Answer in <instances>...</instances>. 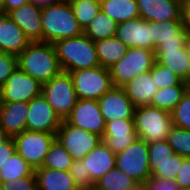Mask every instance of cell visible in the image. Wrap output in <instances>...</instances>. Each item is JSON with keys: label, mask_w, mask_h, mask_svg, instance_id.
Listing matches in <instances>:
<instances>
[{"label": "cell", "mask_w": 190, "mask_h": 190, "mask_svg": "<svg viewBox=\"0 0 190 190\" xmlns=\"http://www.w3.org/2000/svg\"><path fill=\"white\" fill-rule=\"evenodd\" d=\"M186 47H187V50H188V56L190 58V32H188V38H187Z\"/></svg>", "instance_id": "cell-51"}, {"label": "cell", "mask_w": 190, "mask_h": 190, "mask_svg": "<svg viewBox=\"0 0 190 190\" xmlns=\"http://www.w3.org/2000/svg\"><path fill=\"white\" fill-rule=\"evenodd\" d=\"M118 23L111 17L100 11L83 33L93 42L115 36Z\"/></svg>", "instance_id": "cell-28"}, {"label": "cell", "mask_w": 190, "mask_h": 190, "mask_svg": "<svg viewBox=\"0 0 190 190\" xmlns=\"http://www.w3.org/2000/svg\"><path fill=\"white\" fill-rule=\"evenodd\" d=\"M122 88L135 107L150 105L159 90L155 85L151 71L141 73Z\"/></svg>", "instance_id": "cell-22"}, {"label": "cell", "mask_w": 190, "mask_h": 190, "mask_svg": "<svg viewBox=\"0 0 190 190\" xmlns=\"http://www.w3.org/2000/svg\"><path fill=\"white\" fill-rule=\"evenodd\" d=\"M0 190H5L3 184L0 182Z\"/></svg>", "instance_id": "cell-56"}, {"label": "cell", "mask_w": 190, "mask_h": 190, "mask_svg": "<svg viewBox=\"0 0 190 190\" xmlns=\"http://www.w3.org/2000/svg\"><path fill=\"white\" fill-rule=\"evenodd\" d=\"M56 139L72 156L73 160H82L102 141V137L74 127L65 120L62 121L57 131Z\"/></svg>", "instance_id": "cell-10"}, {"label": "cell", "mask_w": 190, "mask_h": 190, "mask_svg": "<svg viewBox=\"0 0 190 190\" xmlns=\"http://www.w3.org/2000/svg\"><path fill=\"white\" fill-rule=\"evenodd\" d=\"M4 103V92H3V86L0 85V107L3 105Z\"/></svg>", "instance_id": "cell-50"}, {"label": "cell", "mask_w": 190, "mask_h": 190, "mask_svg": "<svg viewBox=\"0 0 190 190\" xmlns=\"http://www.w3.org/2000/svg\"><path fill=\"white\" fill-rule=\"evenodd\" d=\"M37 190H79L69 171L41 167L34 170Z\"/></svg>", "instance_id": "cell-25"}, {"label": "cell", "mask_w": 190, "mask_h": 190, "mask_svg": "<svg viewBox=\"0 0 190 190\" xmlns=\"http://www.w3.org/2000/svg\"><path fill=\"white\" fill-rule=\"evenodd\" d=\"M16 152V146L13 137H10L5 143L0 145V167Z\"/></svg>", "instance_id": "cell-44"}, {"label": "cell", "mask_w": 190, "mask_h": 190, "mask_svg": "<svg viewBox=\"0 0 190 190\" xmlns=\"http://www.w3.org/2000/svg\"><path fill=\"white\" fill-rule=\"evenodd\" d=\"M127 190H146V182H137L133 187Z\"/></svg>", "instance_id": "cell-48"}, {"label": "cell", "mask_w": 190, "mask_h": 190, "mask_svg": "<svg viewBox=\"0 0 190 190\" xmlns=\"http://www.w3.org/2000/svg\"><path fill=\"white\" fill-rule=\"evenodd\" d=\"M115 167L137 182H146L151 177L148 143L138 138L116 154Z\"/></svg>", "instance_id": "cell-9"}, {"label": "cell", "mask_w": 190, "mask_h": 190, "mask_svg": "<svg viewBox=\"0 0 190 190\" xmlns=\"http://www.w3.org/2000/svg\"><path fill=\"white\" fill-rule=\"evenodd\" d=\"M188 31L182 20L153 22V46L156 48H187Z\"/></svg>", "instance_id": "cell-17"}, {"label": "cell", "mask_w": 190, "mask_h": 190, "mask_svg": "<svg viewBox=\"0 0 190 190\" xmlns=\"http://www.w3.org/2000/svg\"><path fill=\"white\" fill-rule=\"evenodd\" d=\"M181 20L184 28L190 32V0L181 4Z\"/></svg>", "instance_id": "cell-45"}, {"label": "cell", "mask_w": 190, "mask_h": 190, "mask_svg": "<svg viewBox=\"0 0 190 190\" xmlns=\"http://www.w3.org/2000/svg\"><path fill=\"white\" fill-rule=\"evenodd\" d=\"M187 90L190 92V78H189V80L187 81Z\"/></svg>", "instance_id": "cell-52"}, {"label": "cell", "mask_w": 190, "mask_h": 190, "mask_svg": "<svg viewBox=\"0 0 190 190\" xmlns=\"http://www.w3.org/2000/svg\"><path fill=\"white\" fill-rule=\"evenodd\" d=\"M115 37L128 48H142L155 52L153 46V21L140 16L118 24Z\"/></svg>", "instance_id": "cell-13"}, {"label": "cell", "mask_w": 190, "mask_h": 190, "mask_svg": "<svg viewBox=\"0 0 190 190\" xmlns=\"http://www.w3.org/2000/svg\"><path fill=\"white\" fill-rule=\"evenodd\" d=\"M69 2L83 31L101 11L100 0H69Z\"/></svg>", "instance_id": "cell-32"}, {"label": "cell", "mask_w": 190, "mask_h": 190, "mask_svg": "<svg viewBox=\"0 0 190 190\" xmlns=\"http://www.w3.org/2000/svg\"><path fill=\"white\" fill-rule=\"evenodd\" d=\"M184 157L174 154L164 162H149L152 178L175 180Z\"/></svg>", "instance_id": "cell-34"}, {"label": "cell", "mask_w": 190, "mask_h": 190, "mask_svg": "<svg viewBox=\"0 0 190 190\" xmlns=\"http://www.w3.org/2000/svg\"><path fill=\"white\" fill-rule=\"evenodd\" d=\"M133 120L138 137L146 143L167 140L173 126L170 112L150 105L135 107Z\"/></svg>", "instance_id": "cell-4"}, {"label": "cell", "mask_w": 190, "mask_h": 190, "mask_svg": "<svg viewBox=\"0 0 190 190\" xmlns=\"http://www.w3.org/2000/svg\"><path fill=\"white\" fill-rule=\"evenodd\" d=\"M30 0H4L1 11L7 15L10 11L19 8Z\"/></svg>", "instance_id": "cell-46"}, {"label": "cell", "mask_w": 190, "mask_h": 190, "mask_svg": "<svg viewBox=\"0 0 190 190\" xmlns=\"http://www.w3.org/2000/svg\"><path fill=\"white\" fill-rule=\"evenodd\" d=\"M62 120L43 95L28 102L26 130L57 134Z\"/></svg>", "instance_id": "cell-12"}, {"label": "cell", "mask_w": 190, "mask_h": 190, "mask_svg": "<svg viewBox=\"0 0 190 190\" xmlns=\"http://www.w3.org/2000/svg\"><path fill=\"white\" fill-rule=\"evenodd\" d=\"M148 152L149 162H164L175 154L167 140L149 142Z\"/></svg>", "instance_id": "cell-39"}, {"label": "cell", "mask_w": 190, "mask_h": 190, "mask_svg": "<svg viewBox=\"0 0 190 190\" xmlns=\"http://www.w3.org/2000/svg\"><path fill=\"white\" fill-rule=\"evenodd\" d=\"M3 1H4V0H0V11H1V9H2Z\"/></svg>", "instance_id": "cell-55"}, {"label": "cell", "mask_w": 190, "mask_h": 190, "mask_svg": "<svg viewBox=\"0 0 190 190\" xmlns=\"http://www.w3.org/2000/svg\"><path fill=\"white\" fill-rule=\"evenodd\" d=\"M16 152L34 169L41 168L56 140L52 133L25 130L13 137Z\"/></svg>", "instance_id": "cell-8"}, {"label": "cell", "mask_w": 190, "mask_h": 190, "mask_svg": "<svg viewBox=\"0 0 190 190\" xmlns=\"http://www.w3.org/2000/svg\"><path fill=\"white\" fill-rule=\"evenodd\" d=\"M3 92L4 103L29 102L41 95L42 84L18 67L6 80Z\"/></svg>", "instance_id": "cell-14"}, {"label": "cell", "mask_w": 190, "mask_h": 190, "mask_svg": "<svg viewBox=\"0 0 190 190\" xmlns=\"http://www.w3.org/2000/svg\"><path fill=\"white\" fill-rule=\"evenodd\" d=\"M100 7L118 24L140 16L137 0H100Z\"/></svg>", "instance_id": "cell-27"}, {"label": "cell", "mask_w": 190, "mask_h": 190, "mask_svg": "<svg viewBox=\"0 0 190 190\" xmlns=\"http://www.w3.org/2000/svg\"><path fill=\"white\" fill-rule=\"evenodd\" d=\"M140 17L146 21L181 20V4L174 0H137Z\"/></svg>", "instance_id": "cell-19"}, {"label": "cell", "mask_w": 190, "mask_h": 190, "mask_svg": "<svg viewBox=\"0 0 190 190\" xmlns=\"http://www.w3.org/2000/svg\"><path fill=\"white\" fill-rule=\"evenodd\" d=\"M42 42L55 43L83 34L68 0L42 7Z\"/></svg>", "instance_id": "cell-2"}, {"label": "cell", "mask_w": 190, "mask_h": 190, "mask_svg": "<svg viewBox=\"0 0 190 190\" xmlns=\"http://www.w3.org/2000/svg\"><path fill=\"white\" fill-rule=\"evenodd\" d=\"M136 183V180L115 167L95 183L94 190H127Z\"/></svg>", "instance_id": "cell-31"}, {"label": "cell", "mask_w": 190, "mask_h": 190, "mask_svg": "<svg viewBox=\"0 0 190 190\" xmlns=\"http://www.w3.org/2000/svg\"><path fill=\"white\" fill-rule=\"evenodd\" d=\"M175 182L180 189L190 188V157H185L182 160V165L176 175Z\"/></svg>", "instance_id": "cell-42"}, {"label": "cell", "mask_w": 190, "mask_h": 190, "mask_svg": "<svg viewBox=\"0 0 190 190\" xmlns=\"http://www.w3.org/2000/svg\"><path fill=\"white\" fill-rule=\"evenodd\" d=\"M41 94L62 121L69 116L78 101L72 77L64 71L42 84Z\"/></svg>", "instance_id": "cell-5"}, {"label": "cell", "mask_w": 190, "mask_h": 190, "mask_svg": "<svg viewBox=\"0 0 190 190\" xmlns=\"http://www.w3.org/2000/svg\"><path fill=\"white\" fill-rule=\"evenodd\" d=\"M174 1H177V2H179L180 4H182L184 1H187V0H174Z\"/></svg>", "instance_id": "cell-54"}, {"label": "cell", "mask_w": 190, "mask_h": 190, "mask_svg": "<svg viewBox=\"0 0 190 190\" xmlns=\"http://www.w3.org/2000/svg\"><path fill=\"white\" fill-rule=\"evenodd\" d=\"M30 43L23 30L8 16L0 20V49L18 56Z\"/></svg>", "instance_id": "cell-21"}, {"label": "cell", "mask_w": 190, "mask_h": 190, "mask_svg": "<svg viewBox=\"0 0 190 190\" xmlns=\"http://www.w3.org/2000/svg\"><path fill=\"white\" fill-rule=\"evenodd\" d=\"M4 16H5V14H4L2 11H0V20H1Z\"/></svg>", "instance_id": "cell-53"}, {"label": "cell", "mask_w": 190, "mask_h": 190, "mask_svg": "<svg viewBox=\"0 0 190 190\" xmlns=\"http://www.w3.org/2000/svg\"><path fill=\"white\" fill-rule=\"evenodd\" d=\"M69 172L79 190H94L95 183L85 169L83 160H73Z\"/></svg>", "instance_id": "cell-38"}, {"label": "cell", "mask_w": 190, "mask_h": 190, "mask_svg": "<svg viewBox=\"0 0 190 190\" xmlns=\"http://www.w3.org/2000/svg\"><path fill=\"white\" fill-rule=\"evenodd\" d=\"M10 136L0 127V145L5 143Z\"/></svg>", "instance_id": "cell-49"}, {"label": "cell", "mask_w": 190, "mask_h": 190, "mask_svg": "<svg viewBox=\"0 0 190 190\" xmlns=\"http://www.w3.org/2000/svg\"><path fill=\"white\" fill-rule=\"evenodd\" d=\"M78 99L98 101L113 87L110 70L100 65L68 72Z\"/></svg>", "instance_id": "cell-6"}, {"label": "cell", "mask_w": 190, "mask_h": 190, "mask_svg": "<svg viewBox=\"0 0 190 190\" xmlns=\"http://www.w3.org/2000/svg\"><path fill=\"white\" fill-rule=\"evenodd\" d=\"M65 121L74 127L103 137L106 122L96 100L78 99Z\"/></svg>", "instance_id": "cell-11"}, {"label": "cell", "mask_w": 190, "mask_h": 190, "mask_svg": "<svg viewBox=\"0 0 190 190\" xmlns=\"http://www.w3.org/2000/svg\"><path fill=\"white\" fill-rule=\"evenodd\" d=\"M146 190H180L175 180H165L150 177L146 181Z\"/></svg>", "instance_id": "cell-43"}, {"label": "cell", "mask_w": 190, "mask_h": 190, "mask_svg": "<svg viewBox=\"0 0 190 190\" xmlns=\"http://www.w3.org/2000/svg\"><path fill=\"white\" fill-rule=\"evenodd\" d=\"M17 58L18 67L41 84L63 71L52 43L30 42Z\"/></svg>", "instance_id": "cell-1"}, {"label": "cell", "mask_w": 190, "mask_h": 190, "mask_svg": "<svg viewBox=\"0 0 190 190\" xmlns=\"http://www.w3.org/2000/svg\"><path fill=\"white\" fill-rule=\"evenodd\" d=\"M105 122L114 119H133L135 106L122 87L113 86L98 100Z\"/></svg>", "instance_id": "cell-15"}, {"label": "cell", "mask_w": 190, "mask_h": 190, "mask_svg": "<svg viewBox=\"0 0 190 190\" xmlns=\"http://www.w3.org/2000/svg\"><path fill=\"white\" fill-rule=\"evenodd\" d=\"M28 102L3 103L0 107V127L14 137L26 130Z\"/></svg>", "instance_id": "cell-23"}, {"label": "cell", "mask_w": 190, "mask_h": 190, "mask_svg": "<svg viewBox=\"0 0 190 190\" xmlns=\"http://www.w3.org/2000/svg\"><path fill=\"white\" fill-rule=\"evenodd\" d=\"M25 176H35L34 169L15 152L0 167V182L17 181Z\"/></svg>", "instance_id": "cell-30"}, {"label": "cell", "mask_w": 190, "mask_h": 190, "mask_svg": "<svg viewBox=\"0 0 190 190\" xmlns=\"http://www.w3.org/2000/svg\"><path fill=\"white\" fill-rule=\"evenodd\" d=\"M156 61L187 82L190 78V58L187 48H156Z\"/></svg>", "instance_id": "cell-24"}, {"label": "cell", "mask_w": 190, "mask_h": 190, "mask_svg": "<svg viewBox=\"0 0 190 190\" xmlns=\"http://www.w3.org/2000/svg\"><path fill=\"white\" fill-rule=\"evenodd\" d=\"M155 52L142 48H129L125 56L109 70L113 86L122 87L141 73L151 70Z\"/></svg>", "instance_id": "cell-7"}, {"label": "cell", "mask_w": 190, "mask_h": 190, "mask_svg": "<svg viewBox=\"0 0 190 190\" xmlns=\"http://www.w3.org/2000/svg\"><path fill=\"white\" fill-rule=\"evenodd\" d=\"M187 92V82L182 81L178 85L159 89L153 97L150 106L156 107L167 112H172Z\"/></svg>", "instance_id": "cell-29"}, {"label": "cell", "mask_w": 190, "mask_h": 190, "mask_svg": "<svg viewBox=\"0 0 190 190\" xmlns=\"http://www.w3.org/2000/svg\"><path fill=\"white\" fill-rule=\"evenodd\" d=\"M133 119H114L106 122L102 141L118 154L138 139Z\"/></svg>", "instance_id": "cell-16"}, {"label": "cell", "mask_w": 190, "mask_h": 190, "mask_svg": "<svg viewBox=\"0 0 190 190\" xmlns=\"http://www.w3.org/2000/svg\"><path fill=\"white\" fill-rule=\"evenodd\" d=\"M167 141L175 154L190 157V130L172 126Z\"/></svg>", "instance_id": "cell-35"}, {"label": "cell", "mask_w": 190, "mask_h": 190, "mask_svg": "<svg viewBox=\"0 0 190 190\" xmlns=\"http://www.w3.org/2000/svg\"><path fill=\"white\" fill-rule=\"evenodd\" d=\"M18 68V58L15 55L0 54V85H4L11 73Z\"/></svg>", "instance_id": "cell-40"}, {"label": "cell", "mask_w": 190, "mask_h": 190, "mask_svg": "<svg viewBox=\"0 0 190 190\" xmlns=\"http://www.w3.org/2000/svg\"><path fill=\"white\" fill-rule=\"evenodd\" d=\"M72 162V156L56 139L48 150L42 167H47L54 170L69 171Z\"/></svg>", "instance_id": "cell-33"}, {"label": "cell", "mask_w": 190, "mask_h": 190, "mask_svg": "<svg viewBox=\"0 0 190 190\" xmlns=\"http://www.w3.org/2000/svg\"><path fill=\"white\" fill-rule=\"evenodd\" d=\"M151 75L158 89L168 88L178 85L182 80L175 73L171 72L165 66L159 64L156 60L151 68Z\"/></svg>", "instance_id": "cell-36"}, {"label": "cell", "mask_w": 190, "mask_h": 190, "mask_svg": "<svg viewBox=\"0 0 190 190\" xmlns=\"http://www.w3.org/2000/svg\"><path fill=\"white\" fill-rule=\"evenodd\" d=\"M59 64L64 72L89 69L99 65L95 42L84 33L53 43Z\"/></svg>", "instance_id": "cell-3"}, {"label": "cell", "mask_w": 190, "mask_h": 190, "mask_svg": "<svg viewBox=\"0 0 190 190\" xmlns=\"http://www.w3.org/2000/svg\"><path fill=\"white\" fill-rule=\"evenodd\" d=\"M82 160L92 181L96 183L107 172L115 168L116 154L101 141Z\"/></svg>", "instance_id": "cell-20"}, {"label": "cell", "mask_w": 190, "mask_h": 190, "mask_svg": "<svg viewBox=\"0 0 190 190\" xmlns=\"http://www.w3.org/2000/svg\"><path fill=\"white\" fill-rule=\"evenodd\" d=\"M171 116L174 126L190 130V92L188 90L171 112Z\"/></svg>", "instance_id": "cell-37"}, {"label": "cell", "mask_w": 190, "mask_h": 190, "mask_svg": "<svg viewBox=\"0 0 190 190\" xmlns=\"http://www.w3.org/2000/svg\"><path fill=\"white\" fill-rule=\"evenodd\" d=\"M42 7L29 1L7 15L23 30L30 42H42Z\"/></svg>", "instance_id": "cell-18"}, {"label": "cell", "mask_w": 190, "mask_h": 190, "mask_svg": "<svg viewBox=\"0 0 190 190\" xmlns=\"http://www.w3.org/2000/svg\"><path fill=\"white\" fill-rule=\"evenodd\" d=\"M31 2H34L35 4L41 6V7H45V6H49V5H54L56 3H61L65 0H30Z\"/></svg>", "instance_id": "cell-47"}, {"label": "cell", "mask_w": 190, "mask_h": 190, "mask_svg": "<svg viewBox=\"0 0 190 190\" xmlns=\"http://www.w3.org/2000/svg\"><path fill=\"white\" fill-rule=\"evenodd\" d=\"M99 65L110 69L127 53L128 47L115 36L95 42Z\"/></svg>", "instance_id": "cell-26"}, {"label": "cell", "mask_w": 190, "mask_h": 190, "mask_svg": "<svg viewBox=\"0 0 190 190\" xmlns=\"http://www.w3.org/2000/svg\"><path fill=\"white\" fill-rule=\"evenodd\" d=\"M5 190H37L35 176H25L17 181H7L2 183Z\"/></svg>", "instance_id": "cell-41"}]
</instances>
